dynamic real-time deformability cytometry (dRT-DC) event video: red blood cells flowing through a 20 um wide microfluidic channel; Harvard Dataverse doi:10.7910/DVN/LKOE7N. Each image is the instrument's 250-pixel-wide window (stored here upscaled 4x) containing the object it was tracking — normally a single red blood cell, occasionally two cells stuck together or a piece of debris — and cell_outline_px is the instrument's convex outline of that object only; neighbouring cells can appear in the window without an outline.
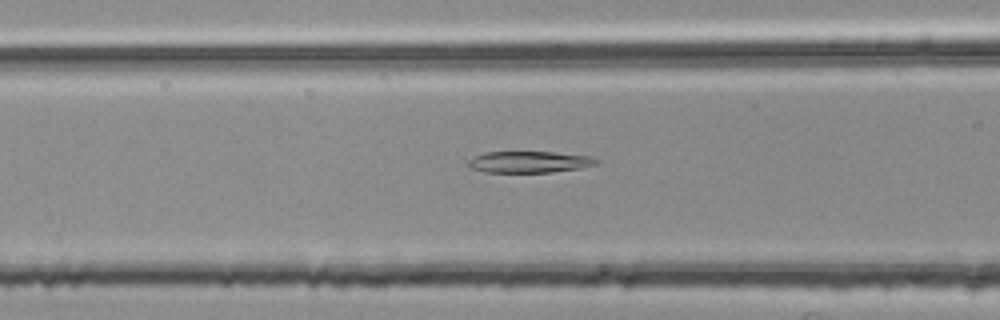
{"species": "common noctule bat (a hibernating species)", "species_latin": "Nyctalus noctula", "temperature_condition": "room temperature", "stored_images_in_passage": 43, "camera_frame_rate_fps": 3000, "um_per_image_px": 0.085, "animal": {"sex": "female", "body_mass_g": 25.1}, "frame": {"image": 1, "passage_image": 12, "time_ms": 3.667, "image_size_px": [1000, 320], "cell_outline_px": [[600, 160], [596, 164], [580, 168], [552, 172], [484, 172], [472, 168], [468, 164], [468, 160], [484, 152], [552, 152], [588, 156]], "centroid_in_image_um": [44.98, 13.77], "position_along_channel_um": 121.6, "area_um2": 15.84}}
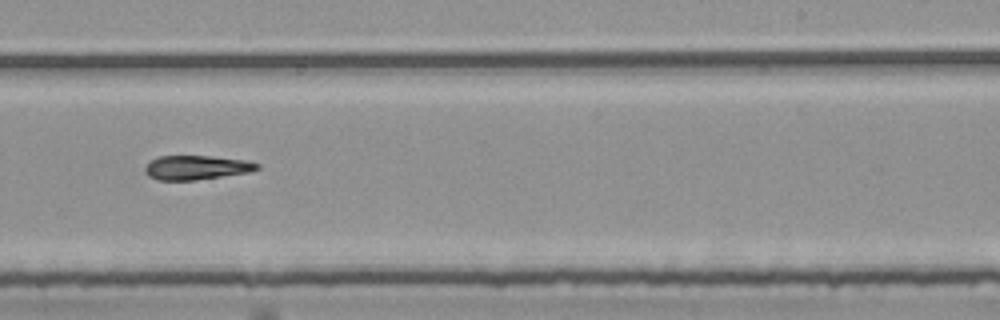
{"frame": {"image": 2, "passage_image": 24, "time_ms": 7.667, "image_size_px": [1000, 320], "cell_outline_px": [[260, 168], [248, 172], [196, 180], [156, 180], [148, 176], [144, 172], [144, 168], [152, 160], [160, 156], [212, 156], [248, 160], [260, 164]], "centroid_in_image_um": [16.7, 14.24], "position_along_channel_um": 272.3, "area_um2": 15.84}}
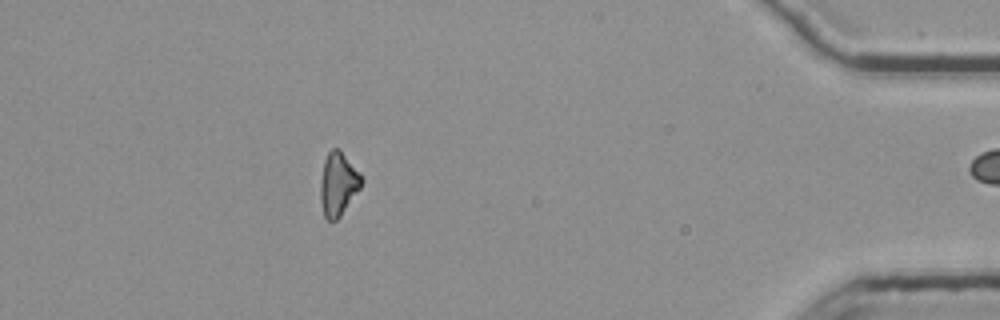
{"frame": {"image": 3, "passage_image": 39, "time_ms": 12.667, "image_size_px": [1000, 320], "cell_outline_px": [[364, 180], [360, 188], [340, 216], [336, 220], [328, 220], [324, 216], [320, 200], [320, 184], [324, 160], [328, 152], [332, 148], [340, 148], [360, 172]], "centroid_in_image_um": [28.75, 15.6], "position_along_channel_um": 406.5, "area_um2": 15.26}}